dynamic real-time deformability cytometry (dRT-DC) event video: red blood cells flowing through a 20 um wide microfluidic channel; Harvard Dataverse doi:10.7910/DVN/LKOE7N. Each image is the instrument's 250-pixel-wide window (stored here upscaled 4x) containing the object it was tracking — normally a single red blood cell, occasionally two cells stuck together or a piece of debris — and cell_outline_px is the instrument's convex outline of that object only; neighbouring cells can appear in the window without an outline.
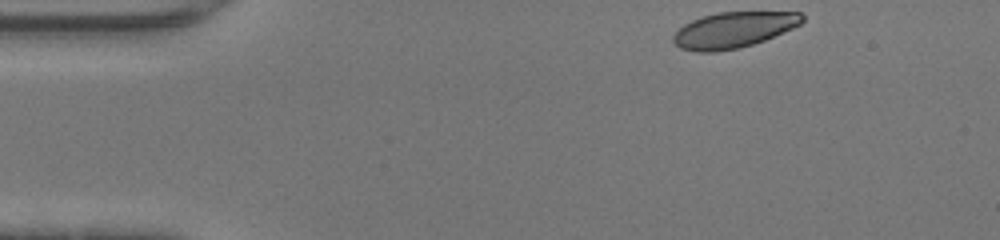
{"species": "human", "species_latin": "Homo sapiens", "temperature_condition": "warm", "stored_images_in_passage": 41, "camera_frame_rate_fps": 3000, "um_per_image_px": 0.085, "donor": {"sex": "female"}, "frame": {"image": 1, "passage_image": 1, "time_ms": 0.0, "image_size_px": [1000, 240], "cell_outline_px": [[804, 20], [800, 24], [792, 28], [764, 40], [752, 44], [736, 48], [716, 52], [696, 52], [680, 48], [672, 40], [672, 36], [684, 24], [692, 20], [716, 12], [800, 12], [804, 16]], "centroid_in_image_um": [62.33, 2.54], "position_along_channel_um": 22.7, "area_um2": 26.7}}
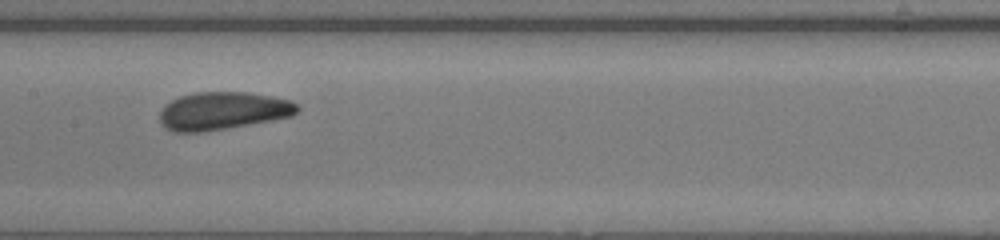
{"frame": {"image": 2, "passage_image": 18, "time_ms": 5.667, "image_size_px": [1000, 240], "cell_outline_px": [[300, 108], [292, 116], [272, 120], [228, 128], [204, 132], [172, 132], [164, 128], [160, 124], [160, 112], [164, 104], [180, 96], [196, 92], [248, 92], [292, 100]], "centroid_in_image_um": [18.91, 9.43], "position_along_channel_um": 188.5, "area_um2": 30.52}}
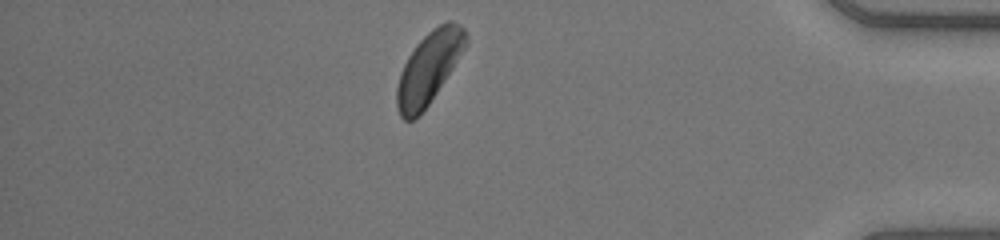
{"frame": {"image": 3, "passage_image": 35, "time_ms": 11.333, "image_size_px": [1000, 240], "cell_outline_px": [[468, 44], [428, 104], [412, 120], [404, 120], [400, 116], [396, 108], [396, 88], [400, 72], [408, 56], [416, 44], [432, 28], [448, 20], [452, 20], [460, 24], [464, 28], [468, 36]], "centroid_in_image_um": [36.45, 5.72], "position_along_channel_um": 398.8, "area_um2": 28.55}, "authors_computed_cell_mechanics": {"area_um2": 29.0156, "velocity_mm_per_s": 4.4256, "shape_relaxation_time_tau1_ms": 2.4092, "shape_relaxation_time_tau2_ms": 1.0523, "deformation_change_tau1": 0.103, "deformation_change_tau2": 0.0474}}